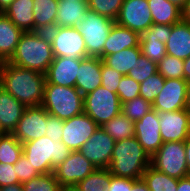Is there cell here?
<instances>
[{
    "instance_id": "cell-13",
    "label": "cell",
    "mask_w": 190,
    "mask_h": 191,
    "mask_svg": "<svg viewBox=\"0 0 190 191\" xmlns=\"http://www.w3.org/2000/svg\"><path fill=\"white\" fill-rule=\"evenodd\" d=\"M99 127L87 114L82 113L63 121L61 141L71 151L80 150Z\"/></svg>"
},
{
    "instance_id": "cell-2",
    "label": "cell",
    "mask_w": 190,
    "mask_h": 191,
    "mask_svg": "<svg viewBox=\"0 0 190 191\" xmlns=\"http://www.w3.org/2000/svg\"><path fill=\"white\" fill-rule=\"evenodd\" d=\"M54 60L50 38L47 32H23L19 43L7 61L15 66L46 74Z\"/></svg>"
},
{
    "instance_id": "cell-52",
    "label": "cell",
    "mask_w": 190,
    "mask_h": 191,
    "mask_svg": "<svg viewBox=\"0 0 190 191\" xmlns=\"http://www.w3.org/2000/svg\"><path fill=\"white\" fill-rule=\"evenodd\" d=\"M0 191H23L21 183L0 187Z\"/></svg>"
},
{
    "instance_id": "cell-57",
    "label": "cell",
    "mask_w": 190,
    "mask_h": 191,
    "mask_svg": "<svg viewBox=\"0 0 190 191\" xmlns=\"http://www.w3.org/2000/svg\"><path fill=\"white\" fill-rule=\"evenodd\" d=\"M59 1H83V2H87L88 0H59Z\"/></svg>"
},
{
    "instance_id": "cell-29",
    "label": "cell",
    "mask_w": 190,
    "mask_h": 191,
    "mask_svg": "<svg viewBox=\"0 0 190 191\" xmlns=\"http://www.w3.org/2000/svg\"><path fill=\"white\" fill-rule=\"evenodd\" d=\"M150 191H176L178 179L168 176L151 165L146 168L142 175Z\"/></svg>"
},
{
    "instance_id": "cell-25",
    "label": "cell",
    "mask_w": 190,
    "mask_h": 191,
    "mask_svg": "<svg viewBox=\"0 0 190 191\" xmlns=\"http://www.w3.org/2000/svg\"><path fill=\"white\" fill-rule=\"evenodd\" d=\"M34 0H14L3 12L23 32L34 31Z\"/></svg>"
},
{
    "instance_id": "cell-16",
    "label": "cell",
    "mask_w": 190,
    "mask_h": 191,
    "mask_svg": "<svg viewBox=\"0 0 190 191\" xmlns=\"http://www.w3.org/2000/svg\"><path fill=\"white\" fill-rule=\"evenodd\" d=\"M189 83L184 79H165L161 92L152 106L157 112H173L186 109V94Z\"/></svg>"
},
{
    "instance_id": "cell-33",
    "label": "cell",
    "mask_w": 190,
    "mask_h": 191,
    "mask_svg": "<svg viewBox=\"0 0 190 191\" xmlns=\"http://www.w3.org/2000/svg\"><path fill=\"white\" fill-rule=\"evenodd\" d=\"M151 110H153L152 103L139 96L127 102H122L121 113L135 122L139 121Z\"/></svg>"
},
{
    "instance_id": "cell-53",
    "label": "cell",
    "mask_w": 190,
    "mask_h": 191,
    "mask_svg": "<svg viewBox=\"0 0 190 191\" xmlns=\"http://www.w3.org/2000/svg\"><path fill=\"white\" fill-rule=\"evenodd\" d=\"M14 0H0V12H4Z\"/></svg>"
},
{
    "instance_id": "cell-42",
    "label": "cell",
    "mask_w": 190,
    "mask_h": 191,
    "mask_svg": "<svg viewBox=\"0 0 190 191\" xmlns=\"http://www.w3.org/2000/svg\"><path fill=\"white\" fill-rule=\"evenodd\" d=\"M123 75L113 68L108 67L102 61V68H101V86L105 89L109 90L110 92L117 93L120 80Z\"/></svg>"
},
{
    "instance_id": "cell-11",
    "label": "cell",
    "mask_w": 190,
    "mask_h": 191,
    "mask_svg": "<svg viewBox=\"0 0 190 191\" xmlns=\"http://www.w3.org/2000/svg\"><path fill=\"white\" fill-rule=\"evenodd\" d=\"M115 23L141 35L153 24L148 1L124 0Z\"/></svg>"
},
{
    "instance_id": "cell-41",
    "label": "cell",
    "mask_w": 190,
    "mask_h": 191,
    "mask_svg": "<svg viewBox=\"0 0 190 191\" xmlns=\"http://www.w3.org/2000/svg\"><path fill=\"white\" fill-rule=\"evenodd\" d=\"M172 25L163 24H152L146 31L140 35V40H151L161 41L166 43L171 37Z\"/></svg>"
},
{
    "instance_id": "cell-19",
    "label": "cell",
    "mask_w": 190,
    "mask_h": 191,
    "mask_svg": "<svg viewBox=\"0 0 190 191\" xmlns=\"http://www.w3.org/2000/svg\"><path fill=\"white\" fill-rule=\"evenodd\" d=\"M102 59L88 56L80 59V68L76 79V89L85 96L101 86Z\"/></svg>"
},
{
    "instance_id": "cell-36",
    "label": "cell",
    "mask_w": 190,
    "mask_h": 191,
    "mask_svg": "<svg viewBox=\"0 0 190 191\" xmlns=\"http://www.w3.org/2000/svg\"><path fill=\"white\" fill-rule=\"evenodd\" d=\"M164 83L165 78L158 72L151 75L145 81L140 83V97L153 104L157 95L163 89Z\"/></svg>"
},
{
    "instance_id": "cell-20",
    "label": "cell",
    "mask_w": 190,
    "mask_h": 191,
    "mask_svg": "<svg viewBox=\"0 0 190 191\" xmlns=\"http://www.w3.org/2000/svg\"><path fill=\"white\" fill-rule=\"evenodd\" d=\"M140 34L117 23L113 25L104 44L103 53L99 56L103 59L110 54L118 53L126 48L138 47Z\"/></svg>"
},
{
    "instance_id": "cell-31",
    "label": "cell",
    "mask_w": 190,
    "mask_h": 191,
    "mask_svg": "<svg viewBox=\"0 0 190 191\" xmlns=\"http://www.w3.org/2000/svg\"><path fill=\"white\" fill-rule=\"evenodd\" d=\"M23 154L22 143L12 134L0 135V162L15 164Z\"/></svg>"
},
{
    "instance_id": "cell-15",
    "label": "cell",
    "mask_w": 190,
    "mask_h": 191,
    "mask_svg": "<svg viewBox=\"0 0 190 191\" xmlns=\"http://www.w3.org/2000/svg\"><path fill=\"white\" fill-rule=\"evenodd\" d=\"M158 117L163 143L185 141L190 136V112L187 109L158 112Z\"/></svg>"
},
{
    "instance_id": "cell-22",
    "label": "cell",
    "mask_w": 190,
    "mask_h": 191,
    "mask_svg": "<svg viewBox=\"0 0 190 191\" xmlns=\"http://www.w3.org/2000/svg\"><path fill=\"white\" fill-rule=\"evenodd\" d=\"M170 36L165 43L166 54L183 60L190 57V24L182 20L173 24Z\"/></svg>"
},
{
    "instance_id": "cell-23",
    "label": "cell",
    "mask_w": 190,
    "mask_h": 191,
    "mask_svg": "<svg viewBox=\"0 0 190 191\" xmlns=\"http://www.w3.org/2000/svg\"><path fill=\"white\" fill-rule=\"evenodd\" d=\"M88 2L59 1L55 27H77L86 19Z\"/></svg>"
},
{
    "instance_id": "cell-27",
    "label": "cell",
    "mask_w": 190,
    "mask_h": 191,
    "mask_svg": "<svg viewBox=\"0 0 190 191\" xmlns=\"http://www.w3.org/2000/svg\"><path fill=\"white\" fill-rule=\"evenodd\" d=\"M154 24L173 25L182 20V10L168 0H147Z\"/></svg>"
},
{
    "instance_id": "cell-24",
    "label": "cell",
    "mask_w": 190,
    "mask_h": 191,
    "mask_svg": "<svg viewBox=\"0 0 190 191\" xmlns=\"http://www.w3.org/2000/svg\"><path fill=\"white\" fill-rule=\"evenodd\" d=\"M23 31L16 27L4 13L0 12V63L13 55Z\"/></svg>"
},
{
    "instance_id": "cell-30",
    "label": "cell",
    "mask_w": 190,
    "mask_h": 191,
    "mask_svg": "<svg viewBox=\"0 0 190 191\" xmlns=\"http://www.w3.org/2000/svg\"><path fill=\"white\" fill-rule=\"evenodd\" d=\"M115 141L134 137V122L122 113L101 126Z\"/></svg>"
},
{
    "instance_id": "cell-8",
    "label": "cell",
    "mask_w": 190,
    "mask_h": 191,
    "mask_svg": "<svg viewBox=\"0 0 190 191\" xmlns=\"http://www.w3.org/2000/svg\"><path fill=\"white\" fill-rule=\"evenodd\" d=\"M150 165L176 179L187 177L185 141L163 143L151 157Z\"/></svg>"
},
{
    "instance_id": "cell-43",
    "label": "cell",
    "mask_w": 190,
    "mask_h": 191,
    "mask_svg": "<svg viewBox=\"0 0 190 191\" xmlns=\"http://www.w3.org/2000/svg\"><path fill=\"white\" fill-rule=\"evenodd\" d=\"M16 174L21 184L40 175L24 154L16 162Z\"/></svg>"
},
{
    "instance_id": "cell-34",
    "label": "cell",
    "mask_w": 190,
    "mask_h": 191,
    "mask_svg": "<svg viewBox=\"0 0 190 191\" xmlns=\"http://www.w3.org/2000/svg\"><path fill=\"white\" fill-rule=\"evenodd\" d=\"M158 73L165 79H184V61L183 59L166 54V56L157 64Z\"/></svg>"
},
{
    "instance_id": "cell-58",
    "label": "cell",
    "mask_w": 190,
    "mask_h": 191,
    "mask_svg": "<svg viewBox=\"0 0 190 191\" xmlns=\"http://www.w3.org/2000/svg\"><path fill=\"white\" fill-rule=\"evenodd\" d=\"M2 134H4V132L1 130V128H0V135H2Z\"/></svg>"
},
{
    "instance_id": "cell-38",
    "label": "cell",
    "mask_w": 190,
    "mask_h": 191,
    "mask_svg": "<svg viewBox=\"0 0 190 191\" xmlns=\"http://www.w3.org/2000/svg\"><path fill=\"white\" fill-rule=\"evenodd\" d=\"M157 72V63L141 55L133 69L128 72L127 76L133 78L136 82L141 83Z\"/></svg>"
},
{
    "instance_id": "cell-3",
    "label": "cell",
    "mask_w": 190,
    "mask_h": 191,
    "mask_svg": "<svg viewBox=\"0 0 190 191\" xmlns=\"http://www.w3.org/2000/svg\"><path fill=\"white\" fill-rule=\"evenodd\" d=\"M150 164L151 157L134 136L115 142L107 169L114 176L137 180Z\"/></svg>"
},
{
    "instance_id": "cell-10",
    "label": "cell",
    "mask_w": 190,
    "mask_h": 191,
    "mask_svg": "<svg viewBox=\"0 0 190 191\" xmlns=\"http://www.w3.org/2000/svg\"><path fill=\"white\" fill-rule=\"evenodd\" d=\"M97 168L82 153L72 151L70 156L56 168H54L55 178L60 185L75 186Z\"/></svg>"
},
{
    "instance_id": "cell-17",
    "label": "cell",
    "mask_w": 190,
    "mask_h": 191,
    "mask_svg": "<svg viewBox=\"0 0 190 191\" xmlns=\"http://www.w3.org/2000/svg\"><path fill=\"white\" fill-rule=\"evenodd\" d=\"M135 137L144 150L152 157L163 144L160 135L158 112L151 110L139 121L134 122Z\"/></svg>"
},
{
    "instance_id": "cell-39",
    "label": "cell",
    "mask_w": 190,
    "mask_h": 191,
    "mask_svg": "<svg viewBox=\"0 0 190 191\" xmlns=\"http://www.w3.org/2000/svg\"><path fill=\"white\" fill-rule=\"evenodd\" d=\"M141 54L157 64L166 56V45L156 39L140 40Z\"/></svg>"
},
{
    "instance_id": "cell-9",
    "label": "cell",
    "mask_w": 190,
    "mask_h": 191,
    "mask_svg": "<svg viewBox=\"0 0 190 191\" xmlns=\"http://www.w3.org/2000/svg\"><path fill=\"white\" fill-rule=\"evenodd\" d=\"M54 57H88L84 38L77 27H54L47 31Z\"/></svg>"
},
{
    "instance_id": "cell-6",
    "label": "cell",
    "mask_w": 190,
    "mask_h": 191,
    "mask_svg": "<svg viewBox=\"0 0 190 191\" xmlns=\"http://www.w3.org/2000/svg\"><path fill=\"white\" fill-rule=\"evenodd\" d=\"M115 20L88 10L87 16L78 26L84 38L87 56L99 57L103 53L104 44L108 38Z\"/></svg>"
},
{
    "instance_id": "cell-4",
    "label": "cell",
    "mask_w": 190,
    "mask_h": 191,
    "mask_svg": "<svg viewBox=\"0 0 190 191\" xmlns=\"http://www.w3.org/2000/svg\"><path fill=\"white\" fill-rule=\"evenodd\" d=\"M22 146L23 154L40 174L53 173L72 152L62 141H53L47 136L22 143Z\"/></svg>"
},
{
    "instance_id": "cell-37",
    "label": "cell",
    "mask_w": 190,
    "mask_h": 191,
    "mask_svg": "<svg viewBox=\"0 0 190 191\" xmlns=\"http://www.w3.org/2000/svg\"><path fill=\"white\" fill-rule=\"evenodd\" d=\"M124 0H88V8L99 15L116 20Z\"/></svg>"
},
{
    "instance_id": "cell-47",
    "label": "cell",
    "mask_w": 190,
    "mask_h": 191,
    "mask_svg": "<svg viewBox=\"0 0 190 191\" xmlns=\"http://www.w3.org/2000/svg\"><path fill=\"white\" fill-rule=\"evenodd\" d=\"M129 191H150L149 188L147 187L146 183L144 182V180L141 179H137L131 188H129Z\"/></svg>"
},
{
    "instance_id": "cell-45",
    "label": "cell",
    "mask_w": 190,
    "mask_h": 191,
    "mask_svg": "<svg viewBox=\"0 0 190 191\" xmlns=\"http://www.w3.org/2000/svg\"><path fill=\"white\" fill-rule=\"evenodd\" d=\"M45 129V136L51 138L53 141H61L63 134V120L47 113V126Z\"/></svg>"
},
{
    "instance_id": "cell-26",
    "label": "cell",
    "mask_w": 190,
    "mask_h": 191,
    "mask_svg": "<svg viewBox=\"0 0 190 191\" xmlns=\"http://www.w3.org/2000/svg\"><path fill=\"white\" fill-rule=\"evenodd\" d=\"M59 0H34V31L47 32L55 27Z\"/></svg>"
},
{
    "instance_id": "cell-48",
    "label": "cell",
    "mask_w": 190,
    "mask_h": 191,
    "mask_svg": "<svg viewBox=\"0 0 190 191\" xmlns=\"http://www.w3.org/2000/svg\"><path fill=\"white\" fill-rule=\"evenodd\" d=\"M176 191H190V176L178 179V187Z\"/></svg>"
},
{
    "instance_id": "cell-7",
    "label": "cell",
    "mask_w": 190,
    "mask_h": 191,
    "mask_svg": "<svg viewBox=\"0 0 190 191\" xmlns=\"http://www.w3.org/2000/svg\"><path fill=\"white\" fill-rule=\"evenodd\" d=\"M122 103L117 93L102 86L84 96V113L100 127L121 114Z\"/></svg>"
},
{
    "instance_id": "cell-18",
    "label": "cell",
    "mask_w": 190,
    "mask_h": 191,
    "mask_svg": "<svg viewBox=\"0 0 190 191\" xmlns=\"http://www.w3.org/2000/svg\"><path fill=\"white\" fill-rule=\"evenodd\" d=\"M80 59L54 57L45 74L46 81L59 86L75 87Z\"/></svg>"
},
{
    "instance_id": "cell-56",
    "label": "cell",
    "mask_w": 190,
    "mask_h": 191,
    "mask_svg": "<svg viewBox=\"0 0 190 191\" xmlns=\"http://www.w3.org/2000/svg\"><path fill=\"white\" fill-rule=\"evenodd\" d=\"M60 191H80L76 186H63Z\"/></svg>"
},
{
    "instance_id": "cell-51",
    "label": "cell",
    "mask_w": 190,
    "mask_h": 191,
    "mask_svg": "<svg viewBox=\"0 0 190 191\" xmlns=\"http://www.w3.org/2000/svg\"><path fill=\"white\" fill-rule=\"evenodd\" d=\"M184 80H186L188 83H190V57L187 59H184Z\"/></svg>"
},
{
    "instance_id": "cell-5",
    "label": "cell",
    "mask_w": 190,
    "mask_h": 191,
    "mask_svg": "<svg viewBox=\"0 0 190 191\" xmlns=\"http://www.w3.org/2000/svg\"><path fill=\"white\" fill-rule=\"evenodd\" d=\"M41 106L49 115L65 121L84 113V96L76 87L59 86L46 81Z\"/></svg>"
},
{
    "instance_id": "cell-28",
    "label": "cell",
    "mask_w": 190,
    "mask_h": 191,
    "mask_svg": "<svg viewBox=\"0 0 190 191\" xmlns=\"http://www.w3.org/2000/svg\"><path fill=\"white\" fill-rule=\"evenodd\" d=\"M141 55V48L139 45L138 47L126 48L118 53L105 56L102 61L105 65L113 68L124 76L133 69Z\"/></svg>"
},
{
    "instance_id": "cell-50",
    "label": "cell",
    "mask_w": 190,
    "mask_h": 191,
    "mask_svg": "<svg viewBox=\"0 0 190 191\" xmlns=\"http://www.w3.org/2000/svg\"><path fill=\"white\" fill-rule=\"evenodd\" d=\"M186 164L190 176V136L185 140Z\"/></svg>"
},
{
    "instance_id": "cell-14",
    "label": "cell",
    "mask_w": 190,
    "mask_h": 191,
    "mask_svg": "<svg viewBox=\"0 0 190 191\" xmlns=\"http://www.w3.org/2000/svg\"><path fill=\"white\" fill-rule=\"evenodd\" d=\"M46 126L47 111L41 105L26 107L12 134L21 143H26L45 136Z\"/></svg>"
},
{
    "instance_id": "cell-35",
    "label": "cell",
    "mask_w": 190,
    "mask_h": 191,
    "mask_svg": "<svg viewBox=\"0 0 190 191\" xmlns=\"http://www.w3.org/2000/svg\"><path fill=\"white\" fill-rule=\"evenodd\" d=\"M23 191H60L61 185L54 173L40 174L22 184Z\"/></svg>"
},
{
    "instance_id": "cell-54",
    "label": "cell",
    "mask_w": 190,
    "mask_h": 191,
    "mask_svg": "<svg viewBox=\"0 0 190 191\" xmlns=\"http://www.w3.org/2000/svg\"><path fill=\"white\" fill-rule=\"evenodd\" d=\"M168 1L182 10L188 0H168Z\"/></svg>"
},
{
    "instance_id": "cell-44",
    "label": "cell",
    "mask_w": 190,
    "mask_h": 191,
    "mask_svg": "<svg viewBox=\"0 0 190 191\" xmlns=\"http://www.w3.org/2000/svg\"><path fill=\"white\" fill-rule=\"evenodd\" d=\"M20 181L16 174V163H1L0 162V187L19 184Z\"/></svg>"
},
{
    "instance_id": "cell-40",
    "label": "cell",
    "mask_w": 190,
    "mask_h": 191,
    "mask_svg": "<svg viewBox=\"0 0 190 191\" xmlns=\"http://www.w3.org/2000/svg\"><path fill=\"white\" fill-rule=\"evenodd\" d=\"M140 83L136 82L133 78L124 75L117 90V95L122 102H127L136 97H139Z\"/></svg>"
},
{
    "instance_id": "cell-49",
    "label": "cell",
    "mask_w": 190,
    "mask_h": 191,
    "mask_svg": "<svg viewBox=\"0 0 190 191\" xmlns=\"http://www.w3.org/2000/svg\"><path fill=\"white\" fill-rule=\"evenodd\" d=\"M182 21L190 24V0L187 1L182 9Z\"/></svg>"
},
{
    "instance_id": "cell-32",
    "label": "cell",
    "mask_w": 190,
    "mask_h": 191,
    "mask_svg": "<svg viewBox=\"0 0 190 191\" xmlns=\"http://www.w3.org/2000/svg\"><path fill=\"white\" fill-rule=\"evenodd\" d=\"M111 175L108 169L97 168L75 186L80 191H109Z\"/></svg>"
},
{
    "instance_id": "cell-1",
    "label": "cell",
    "mask_w": 190,
    "mask_h": 191,
    "mask_svg": "<svg viewBox=\"0 0 190 191\" xmlns=\"http://www.w3.org/2000/svg\"><path fill=\"white\" fill-rule=\"evenodd\" d=\"M46 76L11 63H0V86L26 107L43 103Z\"/></svg>"
},
{
    "instance_id": "cell-21",
    "label": "cell",
    "mask_w": 190,
    "mask_h": 191,
    "mask_svg": "<svg viewBox=\"0 0 190 191\" xmlns=\"http://www.w3.org/2000/svg\"><path fill=\"white\" fill-rule=\"evenodd\" d=\"M26 106L0 86V128L4 133H12Z\"/></svg>"
},
{
    "instance_id": "cell-55",
    "label": "cell",
    "mask_w": 190,
    "mask_h": 191,
    "mask_svg": "<svg viewBox=\"0 0 190 191\" xmlns=\"http://www.w3.org/2000/svg\"><path fill=\"white\" fill-rule=\"evenodd\" d=\"M186 109L190 112V83L188 85L186 94Z\"/></svg>"
},
{
    "instance_id": "cell-46",
    "label": "cell",
    "mask_w": 190,
    "mask_h": 191,
    "mask_svg": "<svg viewBox=\"0 0 190 191\" xmlns=\"http://www.w3.org/2000/svg\"><path fill=\"white\" fill-rule=\"evenodd\" d=\"M135 181H136L135 179H128V178L111 175L110 185L108 190L109 191H129V188L132 187Z\"/></svg>"
},
{
    "instance_id": "cell-12",
    "label": "cell",
    "mask_w": 190,
    "mask_h": 191,
    "mask_svg": "<svg viewBox=\"0 0 190 191\" xmlns=\"http://www.w3.org/2000/svg\"><path fill=\"white\" fill-rule=\"evenodd\" d=\"M115 140L99 127L79 150L96 168L107 169L113 154Z\"/></svg>"
}]
</instances>
